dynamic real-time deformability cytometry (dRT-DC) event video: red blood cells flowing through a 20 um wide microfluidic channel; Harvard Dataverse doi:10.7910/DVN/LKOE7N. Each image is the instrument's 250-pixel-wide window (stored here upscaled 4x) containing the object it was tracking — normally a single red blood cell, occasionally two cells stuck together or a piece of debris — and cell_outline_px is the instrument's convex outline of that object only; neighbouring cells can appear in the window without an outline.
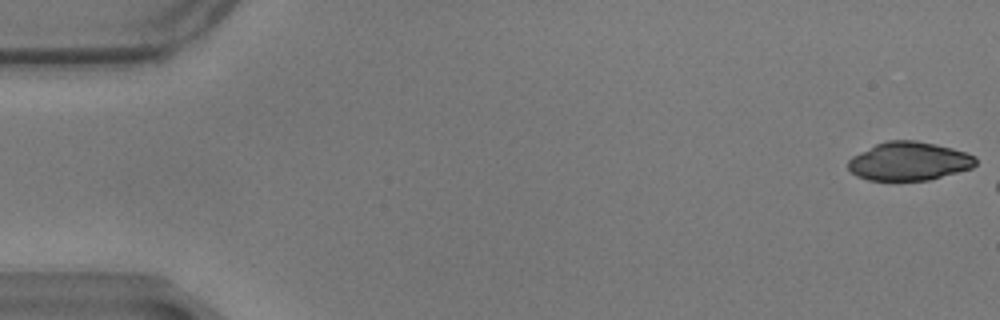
{"species": "common noctule bat (a hibernating species)", "species_latin": "Nyctalus noctula", "temperature_condition": "warm", "stored_images_in_passage": 9, "camera_frame_rate_fps": 3000, "um_per_image_px": 0.085, "animal": {"sex": "male", "body_mass_g": 17.9}, "frame": {"image": 1, "passage_image": 1, "time_ms": 0.0, "image_size_px": [1000, 320], "cell_outline_px": [[976, 164], [972, 168], [928, 180], [868, 180], [856, 176], [848, 168], [848, 160], [852, 156], [876, 144], [888, 140], [916, 140], [936, 144], [952, 148], [976, 156]], "centroid_in_image_um": [77.26, 13.7], "position_along_channel_um": 7.7, "area_um2": 28.55}}